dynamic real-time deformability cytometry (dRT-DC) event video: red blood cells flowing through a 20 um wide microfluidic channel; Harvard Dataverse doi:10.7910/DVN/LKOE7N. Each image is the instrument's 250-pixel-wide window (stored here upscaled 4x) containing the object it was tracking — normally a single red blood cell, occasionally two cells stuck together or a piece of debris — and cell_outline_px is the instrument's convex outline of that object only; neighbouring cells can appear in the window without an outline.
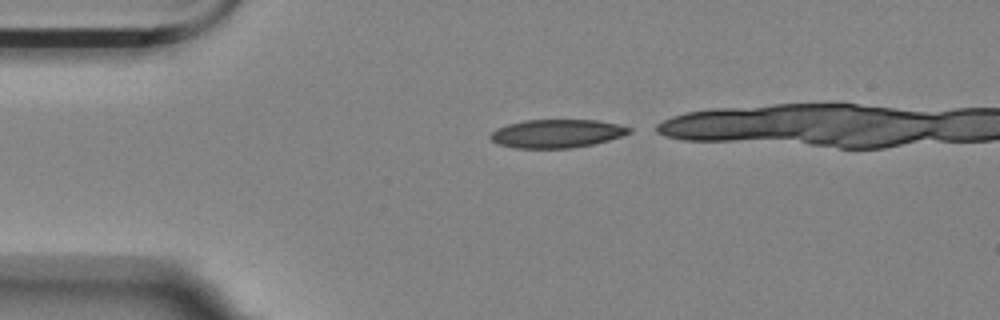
{"species": "Egyptian fruit bat (a non-hibernating species)", "species_latin": "Rousettus aegyptiacus", "temperature_condition": "room temperature", "stored_images_in_passage": 13, "camera_frame_rate_fps": 3000, "um_per_image_px": 0.085, "animal": {"sex": "female"}, "frame": {"image": 1, "passage_image": 1, "time_ms": 0.0, "image_size_px": [1000, 320], "cell_outline_px": [[632, 132], [608, 140], [592, 144], [572, 148], [512, 148], [496, 144], [488, 136], [496, 128], [508, 124], [524, 120], [596, 120], [620, 124], [632, 128]], "centroid_in_image_um": [47.3, 11.35], "position_along_channel_um": 37.7, "area_um2": 23.06}}
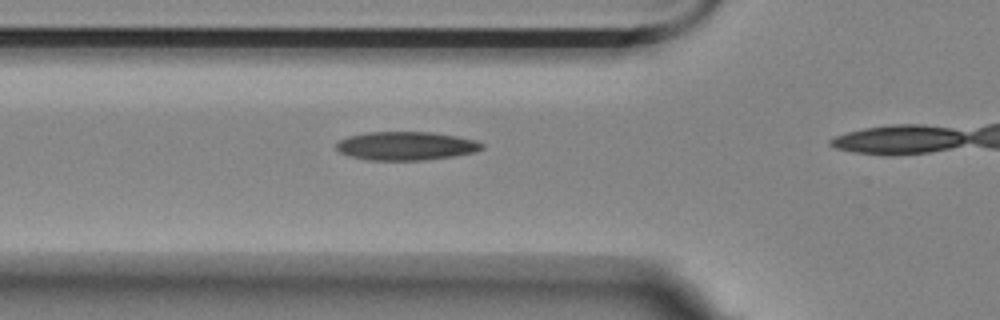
{"frame": {"image": 2, "passage_image": 8, "time_ms": 2.333, "image_size_px": [1000, 320], "cell_outline_px": [[484, 148], [476, 152], [456, 156], [428, 160], [368, 160], [348, 156], [340, 152], [336, 148], [336, 144], [340, 140], [348, 136], [364, 132], [432, 132], [456, 136], [476, 140], [484, 144]], "centroid_in_image_um": [34.53, 12.4], "position_along_channel_um": 91.3, "area_um2": 24.51}}
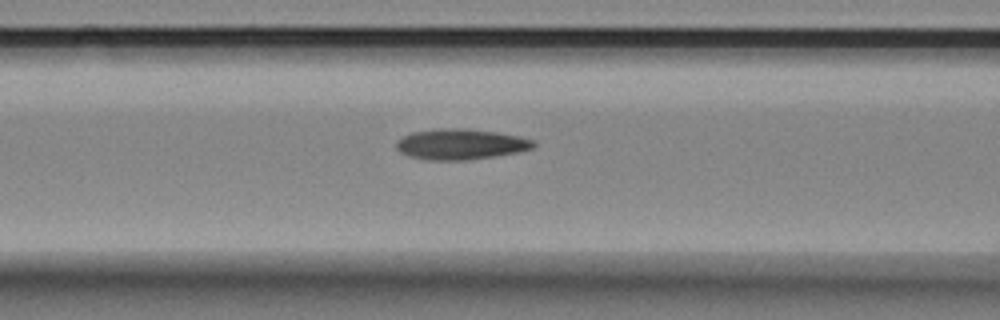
{"frame": {"image": 3, "passage_image": 11, "time_ms": 3.333, "image_size_px": [1000, 320], "cell_outline_px": [[536, 144], [532, 148], [520, 152], [468, 160], [428, 160], [408, 156], [400, 152], [396, 148], [396, 140], [412, 132], [440, 128], [464, 128], [496, 132], [516, 136], [532, 140]], "centroid_in_image_um": [39.12, 12.26], "position_along_channel_um": 127.5, "area_um2": 24.45}}